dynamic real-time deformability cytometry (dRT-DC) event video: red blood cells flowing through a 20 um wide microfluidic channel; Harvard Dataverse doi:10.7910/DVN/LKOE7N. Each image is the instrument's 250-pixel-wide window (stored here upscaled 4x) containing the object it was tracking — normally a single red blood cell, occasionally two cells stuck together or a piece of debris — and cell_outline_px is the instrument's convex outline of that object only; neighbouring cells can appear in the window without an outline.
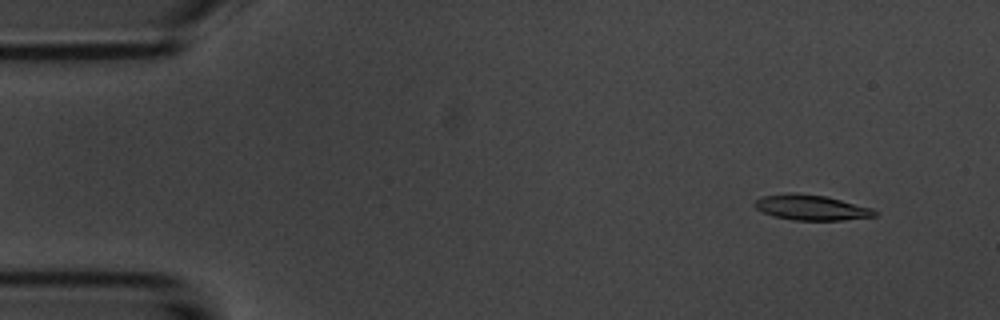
{"species": "common noctule bat (a hibernating species)", "species_latin": "Nyctalus noctula", "temperature_condition": "room temperature", "stored_images_in_passage": 47, "camera_frame_rate_fps": 3000, "um_per_image_px": 0.085, "animal": {"sex": "male", "body_mass_g": 20.1, "forearm_length_mm": 53.5}, "frame": {"image": 1, "passage_image": 4, "time_ms": 1.0, "image_size_px": [1000, 320], "cell_outline_px": [[876, 216], [844, 220], [792, 220], [772, 216], [756, 208], [752, 204], [756, 200], [764, 196], [788, 192], [796, 192], [824, 196], [872, 208], [876, 212]], "centroid_in_image_um": [68.92, 17.64], "position_along_channel_um": 16.1, "area_um2": 17.63}}
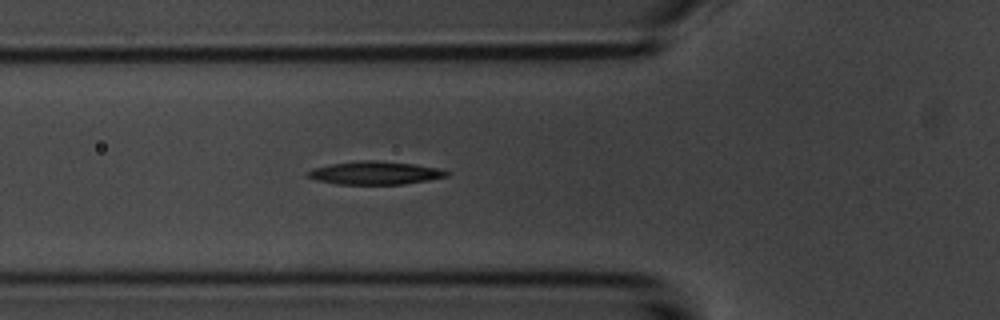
{"frame": {"image": 2, "passage_image": 18, "time_ms": 5.667, "image_size_px": [1000, 320], "cell_outline_px": [[448, 176], [428, 180], [404, 184], [336, 184], [316, 180], [308, 176], [308, 172], [312, 168], [332, 164], [364, 160], [376, 160], [412, 164], [444, 168], [448, 172]], "centroid_in_image_um": [31.92, 14.7], "position_along_channel_um": 93.9, "area_um2": 18.61}}
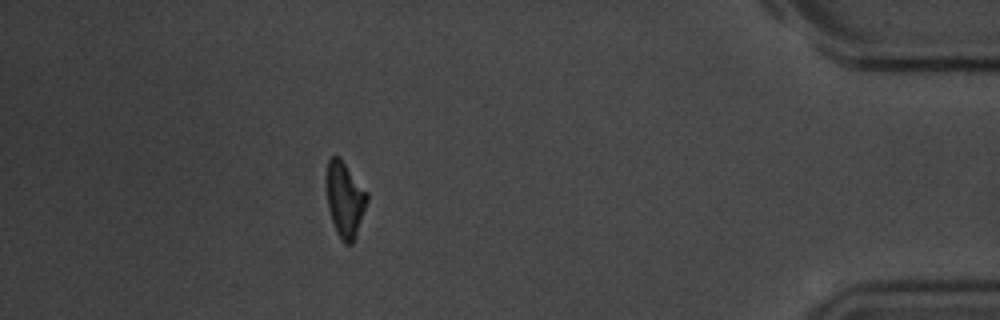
{"frame": {"image": 3, "passage_image": 47, "time_ms": 15.333, "image_size_px": [1000, 320], "cell_outline_px": [[368, 200], [352, 244], [344, 244], [336, 232], [328, 208], [324, 180], [324, 176], [328, 160], [332, 156], [340, 156], [368, 192]], "centroid_in_image_um": [29.28, 16.88], "position_along_channel_um": 405.9, "area_um2": 18.21}, "authors_computed_cell_mechanics": {"area_um2": 18.6116, "velocity_mm_per_s": 3.7403, "shape_relaxation_time_tau1_ms": 3.0204, "shape_relaxation_time_tau2_ms": null, "deformation_change_tau1": 0.1194, "deformation_change_tau2": null}}